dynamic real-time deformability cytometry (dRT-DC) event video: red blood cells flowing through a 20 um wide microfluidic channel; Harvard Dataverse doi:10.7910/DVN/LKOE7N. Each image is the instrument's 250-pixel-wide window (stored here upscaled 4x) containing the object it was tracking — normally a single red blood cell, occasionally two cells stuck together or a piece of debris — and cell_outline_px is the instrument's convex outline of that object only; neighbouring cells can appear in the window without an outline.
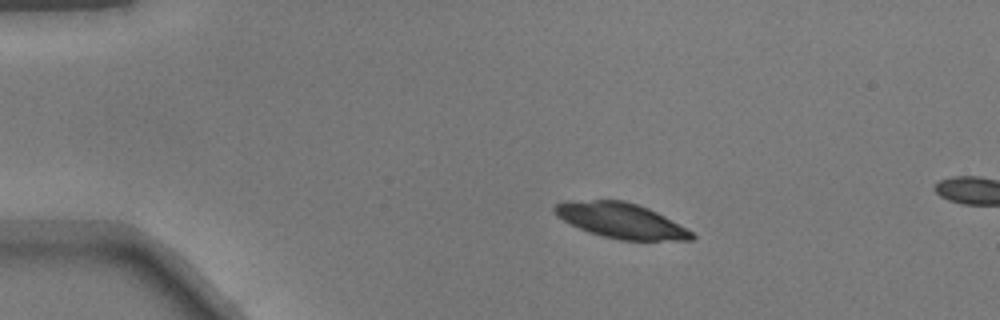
{"species": "common noctule bat (a hibernating species)", "species_latin": "Nyctalus noctula", "temperature_condition": "warm", "stored_images_in_passage": 12, "camera_frame_rate_fps": 3000, "um_per_image_px": 0.085, "animal": {"sex": "male", "body_mass_g": 17.9}, "frame": {"image": 1, "passage_image": 9, "time_ms": 2.667, "image_size_px": [1000, 320], "cell_outline_px": [[696, 236], [692, 240], [620, 240], [588, 232], [556, 216], [552, 208], [556, 204], [568, 200], [624, 200], [648, 208], [664, 216], [692, 232]], "centroid_in_image_um": [52.75, 18.74], "position_along_channel_um": 32.2, "area_um2": 27.86}}